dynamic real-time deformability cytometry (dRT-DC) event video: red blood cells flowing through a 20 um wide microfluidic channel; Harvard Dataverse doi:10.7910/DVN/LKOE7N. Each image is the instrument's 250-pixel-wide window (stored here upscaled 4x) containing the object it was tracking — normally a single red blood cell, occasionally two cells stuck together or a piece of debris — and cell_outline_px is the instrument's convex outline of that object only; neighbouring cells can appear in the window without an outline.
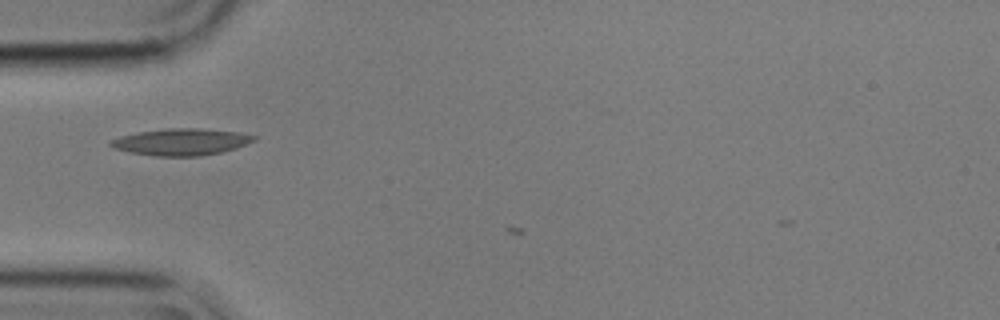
{"species": "common noctule bat (a hibernating species)", "species_latin": "Nyctalus noctula", "temperature_condition": "cold", "stored_images_in_passage": 2, "camera_frame_rate_fps": 3000, "um_per_image_px": 0.085, "animal": {"sex": "male", "body_mass_g": 17.9}, "frame": {"image": 1, "passage_image": 1, "time_ms": 0.0, "image_size_px": [1000, 320], "cell_outline_px": [[256, 140], [248, 144], [236, 148], [220, 152], [200, 156], [156, 156], [128, 152], [112, 148], [108, 144], [108, 140], [120, 136], [136, 132], [164, 128], [200, 128], [240, 132], [256, 136]], "centroid_in_image_um": [15.36, 12.05], "position_along_channel_um": 69.6, "area_um2": 22.66}}